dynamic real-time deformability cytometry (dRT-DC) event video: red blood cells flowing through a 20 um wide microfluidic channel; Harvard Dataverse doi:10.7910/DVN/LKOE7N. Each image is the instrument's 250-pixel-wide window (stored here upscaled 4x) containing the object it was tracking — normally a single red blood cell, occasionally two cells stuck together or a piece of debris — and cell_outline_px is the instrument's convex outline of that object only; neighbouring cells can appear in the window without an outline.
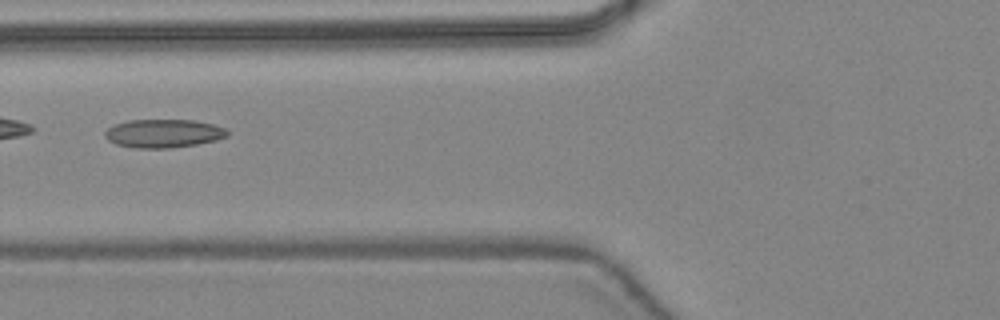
{"species": "common noctule bat (a hibernating species)", "species_latin": "Nyctalus noctula", "temperature_condition": "warm", "stored_images_in_passage": 37, "camera_frame_rate_fps": 3000, "um_per_image_px": 0.085, "animal": {"sex": "female", "body_mass_g": 24.6, "forearm_length_mm": 56.2}, "frame": {"image": 1, "passage_image": 11, "time_ms": 3.333, "image_size_px": [1000, 320], "cell_outline_px": [[228, 136], [216, 140], [196, 144], [168, 148], [132, 148], [116, 144], [108, 140], [104, 136], [104, 132], [108, 128], [116, 124], [128, 120], [196, 120], [212, 124], [224, 128], [228, 132]], "centroid_in_image_um": [13.87, 11.34], "position_along_channel_um": 111.9, "area_um2": 20.23}}
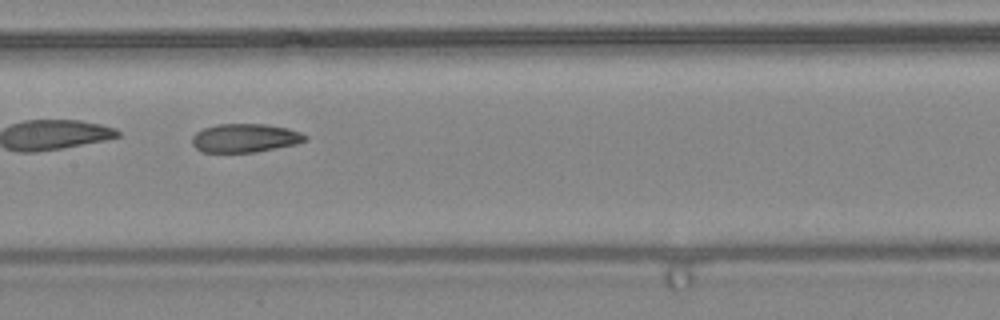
{"frame": {"image": 2, "passage_image": 16, "time_ms": 5.0, "image_size_px": [1000, 320], "cell_outline_px": [[308, 140], [296, 144], [252, 152], [200, 152], [192, 144], [192, 136], [196, 132], [204, 128], [216, 124], [264, 124], [288, 128], [300, 132], [308, 136]], "centroid_in_image_um": [20.81, 11.73], "position_along_channel_um": 186.6, "area_um2": 18.84}}
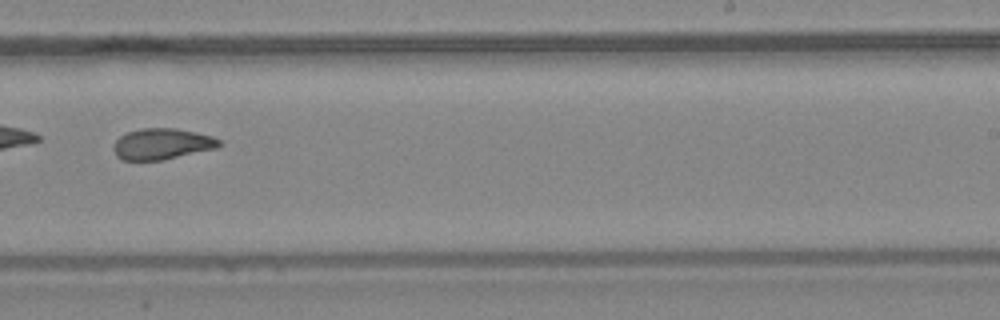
{"frame": {"image": 3, "passage_image": 22, "time_ms": 7.0, "image_size_px": [1000, 320], "cell_outline_px": [[220, 144], [216, 148], [160, 160], [124, 160], [116, 156], [116, 140], [120, 136], [128, 132], [140, 128], [176, 128], [212, 136], [220, 140]], "centroid_in_image_um": [13.78, 12.22], "position_along_channel_um": 275.2, "area_um2": 18.67}, "authors_computed_cell_mechanics": {"area_um2": 19.5364, "velocity_mm_per_s": 4.4506, "shape_relaxation_time_tau1_ms": null, "shape_relaxation_time_tau2_ms": 2.7004, "deformation_change_tau1": null, "deformation_change_tau2": 0.1012}}